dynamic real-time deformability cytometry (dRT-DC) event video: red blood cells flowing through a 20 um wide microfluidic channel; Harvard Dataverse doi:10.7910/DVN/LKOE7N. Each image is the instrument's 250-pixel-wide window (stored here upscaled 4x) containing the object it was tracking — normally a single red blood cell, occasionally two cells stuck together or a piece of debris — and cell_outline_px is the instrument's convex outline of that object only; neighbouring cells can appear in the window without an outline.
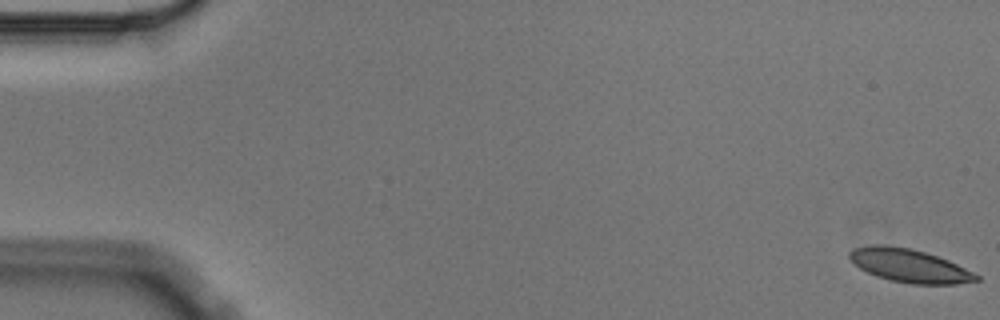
{"species": "Egyptian fruit bat (a non-hibernating species)", "species_latin": "Rousettus aegyptiacus", "temperature_condition": "cold", "stored_images_in_passage": 6, "camera_frame_rate_fps": 3000, "um_per_image_px": 0.085, "animal": {"sex": "male"}, "frame": {"image": 1, "passage_image": 1, "time_ms": 0.0, "image_size_px": [1000, 320], "cell_outline_px": [[980, 280], [956, 284], [912, 284], [892, 280], [876, 276], [860, 268], [848, 256], [848, 252], [852, 248], [872, 244], [880, 244], [912, 248], [948, 260], [980, 276]], "centroid_in_image_um": [77.28, 22.57], "position_along_channel_um": 7.7, "area_um2": 24.45}}
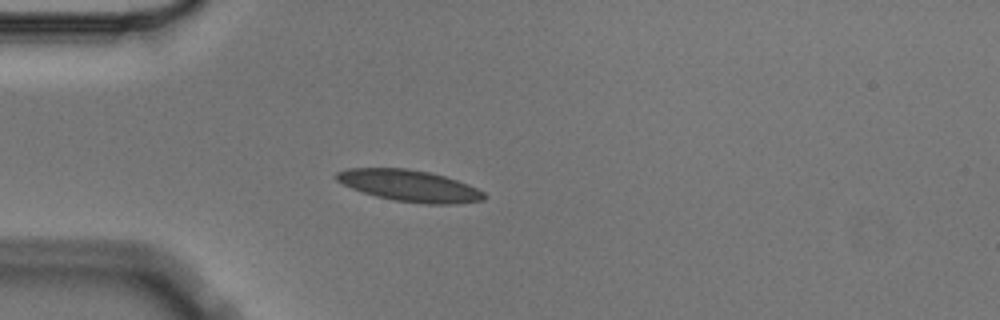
{"frame": {"image": 2, "passage_image": 5, "time_ms": 1.333, "image_size_px": [1000, 320], "cell_outline_px": [[488, 196], [484, 200], [456, 204], [428, 204], [396, 200], [376, 196], [352, 188], [336, 180], [332, 176], [336, 172], [348, 168], [404, 168], [428, 172], [444, 176], [468, 184], [484, 192]], "centroid_in_image_um": [34.81, 15.78], "position_along_channel_um": 50.2, "area_um2": 26.99}}